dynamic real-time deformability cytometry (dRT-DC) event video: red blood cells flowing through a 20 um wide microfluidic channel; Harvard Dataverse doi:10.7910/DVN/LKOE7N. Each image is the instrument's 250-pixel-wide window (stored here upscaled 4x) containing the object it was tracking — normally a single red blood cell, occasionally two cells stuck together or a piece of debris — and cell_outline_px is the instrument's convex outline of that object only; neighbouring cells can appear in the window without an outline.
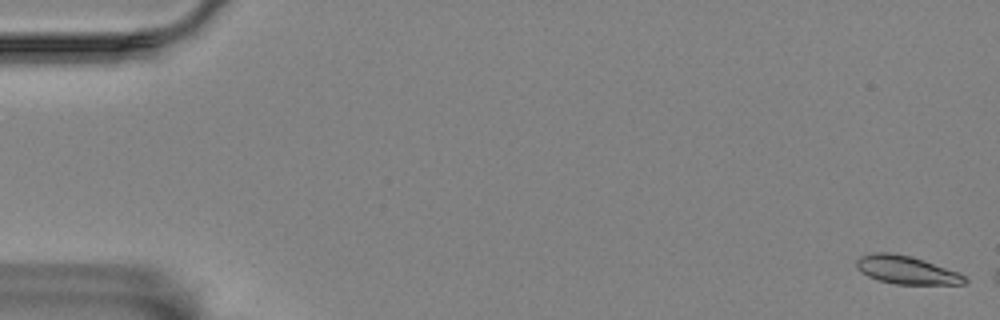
{"species": "Egyptian fruit bat (a non-hibernating species)", "species_latin": "Rousettus aegyptiacus", "temperature_condition": "room temperature", "stored_images_in_passage": 8, "camera_frame_rate_fps": 3000, "um_per_image_px": 0.085, "animal": {"sex": "female"}, "frame": {"image": 1, "passage_image": 1, "time_ms": 0.0, "image_size_px": [1000, 320], "cell_outline_px": [[968, 280], [964, 284], [896, 284], [880, 280], [868, 276], [860, 272], [856, 268], [856, 260], [860, 256], [876, 252], [888, 252], [912, 256], [960, 272], [968, 276]], "centroid_in_image_um": [77.08, 22.94], "position_along_channel_um": 7.9, "area_um2": 17.92}}